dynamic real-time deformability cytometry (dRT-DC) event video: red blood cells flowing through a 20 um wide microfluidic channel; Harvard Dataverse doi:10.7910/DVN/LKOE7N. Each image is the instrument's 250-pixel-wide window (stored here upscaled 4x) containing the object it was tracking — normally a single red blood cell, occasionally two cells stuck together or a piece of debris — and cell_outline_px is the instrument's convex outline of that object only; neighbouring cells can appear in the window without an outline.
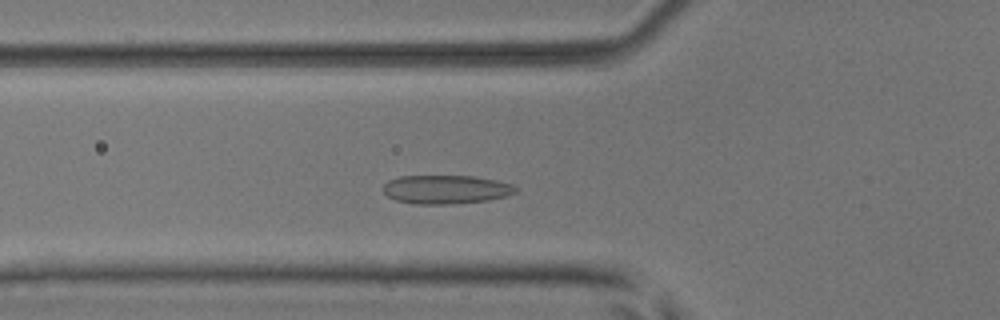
{"species": "common noctule bat (a hibernating species)", "species_latin": "Nyctalus noctula", "temperature_condition": "room temperature", "stored_images_in_passage": 40, "camera_frame_rate_fps": 3000, "um_per_image_px": 0.085, "animal": {"sex": "male", "body_mass_g": 17.9, "forearm_length_mm": 54.2}, "frame": {"image": 1, "passage_image": 5, "time_ms": 1.333, "image_size_px": [1000, 320], "cell_outline_px": [[516, 192], [508, 196], [488, 200], [452, 204], [416, 204], [396, 200], [388, 196], [384, 192], [384, 184], [388, 180], [400, 176], [476, 176], [496, 180], [512, 184], [516, 188]], "centroid_in_image_um": [37.92, 16.1], "position_along_channel_um": 87.9, "area_um2": 22.2}}
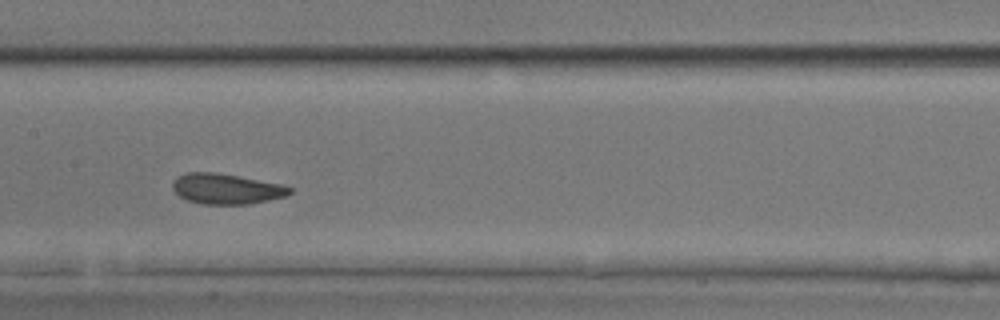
{"frame": {"image": 2, "passage_image": 13, "time_ms": 4.0, "image_size_px": [1000, 320], "cell_outline_px": [[292, 192], [288, 196], [248, 204], [200, 204], [188, 200], [180, 196], [172, 188], [172, 180], [176, 176], [188, 172], [216, 172], [280, 184], [292, 188]], "centroid_in_image_um": [19.21, 16.05], "position_along_channel_um": 188.2, "area_um2": 20.75}}
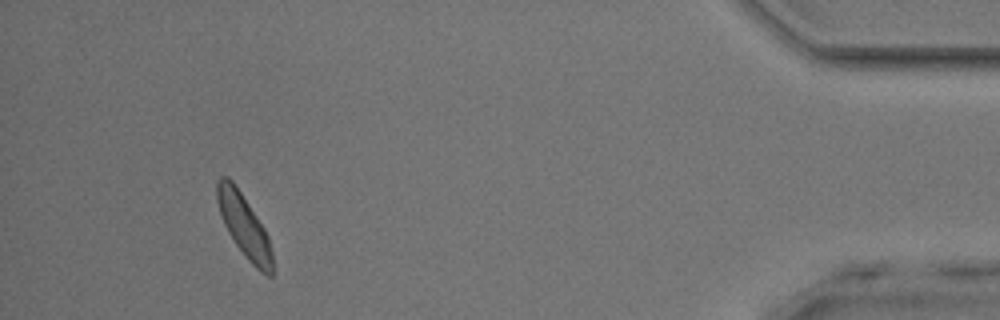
{"frame": {"image": 3, "passage_image": 36, "time_ms": 11.667, "image_size_px": [1000, 320], "cell_outline_px": [[272, 276], [268, 276], [260, 272], [248, 260], [236, 244], [228, 232], [224, 224], [216, 200], [216, 184], [220, 176], [228, 176], [232, 180], [264, 228], [268, 236], [272, 252]], "centroid_in_image_um": [20.73, 19.19], "position_along_channel_um": 414.5, "area_um2": 19.88}, "authors_computed_cell_mechanics": {"area_um2": 20.4034, "velocity_mm_per_s": 3.7626, "shape_relaxation_time_tau1_ms": 3.7225, "shape_relaxation_time_tau2_ms": 1.3343, "deformation_change_tau1": 0.0839, "deformation_change_tau2": 0.0722}}